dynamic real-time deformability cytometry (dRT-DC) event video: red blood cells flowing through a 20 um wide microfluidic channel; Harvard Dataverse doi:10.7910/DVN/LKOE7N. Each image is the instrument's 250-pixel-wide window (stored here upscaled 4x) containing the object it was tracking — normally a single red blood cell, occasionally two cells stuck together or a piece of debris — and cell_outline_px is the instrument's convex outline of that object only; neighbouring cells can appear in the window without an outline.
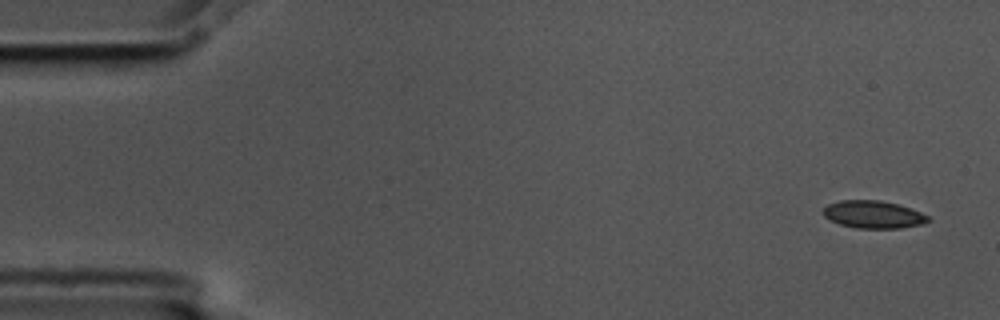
{"species": "common noctule bat (a hibernating species)", "species_latin": "Nyctalus noctula", "temperature_condition": "cold", "stored_images_in_passage": 5, "camera_frame_rate_fps": 3000, "um_per_image_px": 0.085, "animal": {"sex": "male", "body_mass_g": 17.5, "forearm_length_mm": 52.3}, "frame": {"image": 1, "passage_image": 1, "time_ms": 0.0, "image_size_px": [1000, 320], "cell_outline_px": [[932, 220], [920, 224], [900, 228], [856, 228], [840, 224], [824, 216], [824, 208], [828, 204], [840, 200], [880, 200], [896, 204], [920, 212], [928, 216]], "centroid_in_image_um": [74.23, 18.23], "position_along_channel_um": 10.8, "area_um2": 16.59}}
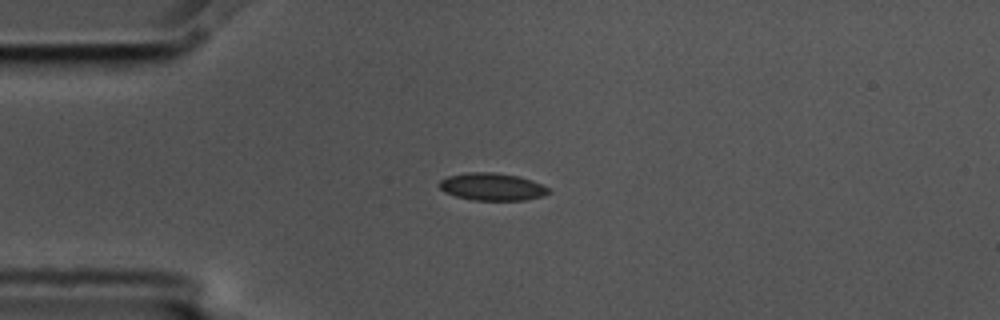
{"frame": {"image": 2, "passage_image": 4, "time_ms": 1.0, "image_size_px": [1000, 320], "cell_outline_px": [[552, 192], [544, 196], [524, 200], [472, 200], [456, 196], [444, 192], [436, 184], [440, 180], [448, 176], [464, 172], [492, 172], [516, 176], [532, 180], [548, 188]], "centroid_in_image_um": [41.8, 15.87], "position_along_channel_um": 43.2, "area_um2": 17.57}}